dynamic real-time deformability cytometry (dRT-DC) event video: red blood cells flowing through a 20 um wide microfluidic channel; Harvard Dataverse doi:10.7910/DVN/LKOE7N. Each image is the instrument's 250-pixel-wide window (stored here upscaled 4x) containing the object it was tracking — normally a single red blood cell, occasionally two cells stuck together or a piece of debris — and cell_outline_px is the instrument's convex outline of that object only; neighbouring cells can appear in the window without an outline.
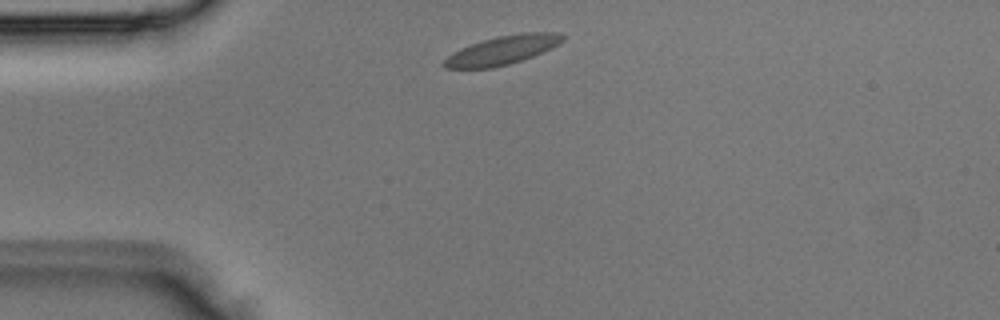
{"species": "Egyptian fruit bat (a non-hibernating species)", "species_latin": "Rousettus aegyptiacus", "temperature_condition": "room temperature", "stored_images_in_passage": 1, "camera_frame_rate_fps": 3000, "um_per_image_px": 0.085, "animal": {"sex": "male"}, "frame": {"image": 1, "passage_image": 1, "time_ms": 0.0, "image_size_px": [1000, 320], "cell_outline_px": [[568, 36], [564, 40], [532, 56], [508, 64], [492, 68], [448, 68], [440, 64], [452, 52], [460, 48], [484, 40], [500, 36], [520, 32], [556, 32]], "centroid_in_image_um": [42.68, 4.25], "position_along_channel_um": 42.3, "area_um2": 19.54}}